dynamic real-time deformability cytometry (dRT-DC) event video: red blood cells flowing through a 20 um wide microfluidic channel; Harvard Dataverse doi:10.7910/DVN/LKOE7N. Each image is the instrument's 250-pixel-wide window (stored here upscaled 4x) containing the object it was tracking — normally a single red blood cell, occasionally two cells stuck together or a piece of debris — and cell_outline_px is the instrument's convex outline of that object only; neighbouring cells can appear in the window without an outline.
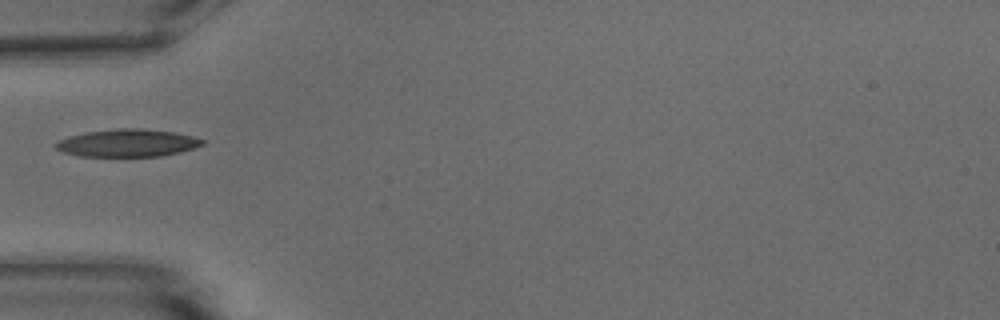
{"species": "common noctule bat (a hibernating species)", "species_latin": "Nyctalus noctula", "temperature_condition": "warm", "stored_images_in_passage": 37, "camera_frame_rate_fps": 3000, "um_per_image_px": 0.085, "animal": {"sex": "male", "body_mass_g": 15.6}, "frame": {"image": 1, "passage_image": 1, "time_ms": 0.0, "image_size_px": [1000, 320], "cell_outline_px": [[204, 144], [180, 152], [160, 156], [80, 156], [64, 152], [56, 148], [52, 144], [68, 136], [88, 132], [116, 128], [136, 128], [172, 132], [192, 136], [204, 140]], "centroid_in_image_um": [10.81, 12.15], "position_along_channel_um": 74.2, "area_um2": 23.29}}
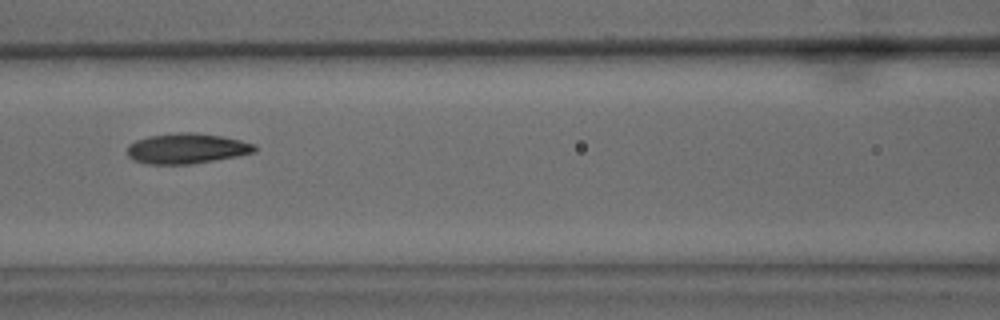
{"frame": {"image": 2, "passage_image": 7, "time_ms": 2.0, "image_size_px": [1000, 320], "cell_outline_px": [[256, 152], [240, 156], [192, 164], [144, 164], [132, 160], [128, 156], [128, 144], [136, 140], [148, 136], [176, 132], [196, 132], [224, 136], [256, 144]], "centroid_in_image_um": [15.89, 12.62], "position_along_channel_um": 150.7, "area_um2": 22.95}}
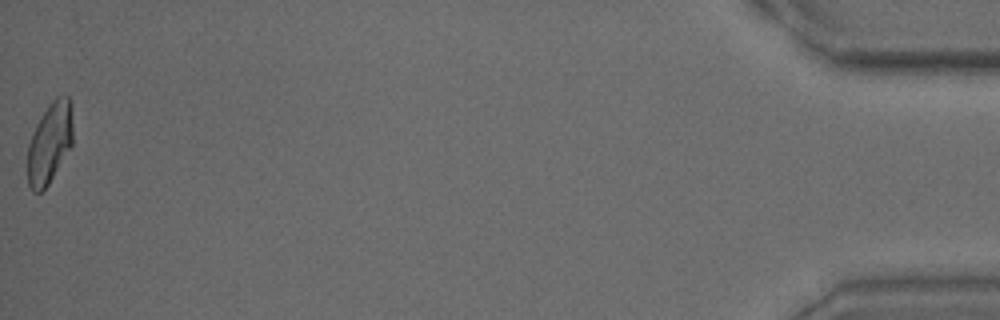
{"frame": {"image": 3, "passage_image": 37, "time_ms": 12.0, "image_size_px": [1000, 320], "cell_outline_px": [[72, 144], [48, 184], [40, 192], [32, 192], [28, 184], [28, 144], [32, 132], [36, 124], [48, 104], [56, 96], [68, 96], [72, 124]], "centroid_in_image_um": [4.19, 12.15], "position_along_channel_um": 431.0, "area_um2": 20.98}}